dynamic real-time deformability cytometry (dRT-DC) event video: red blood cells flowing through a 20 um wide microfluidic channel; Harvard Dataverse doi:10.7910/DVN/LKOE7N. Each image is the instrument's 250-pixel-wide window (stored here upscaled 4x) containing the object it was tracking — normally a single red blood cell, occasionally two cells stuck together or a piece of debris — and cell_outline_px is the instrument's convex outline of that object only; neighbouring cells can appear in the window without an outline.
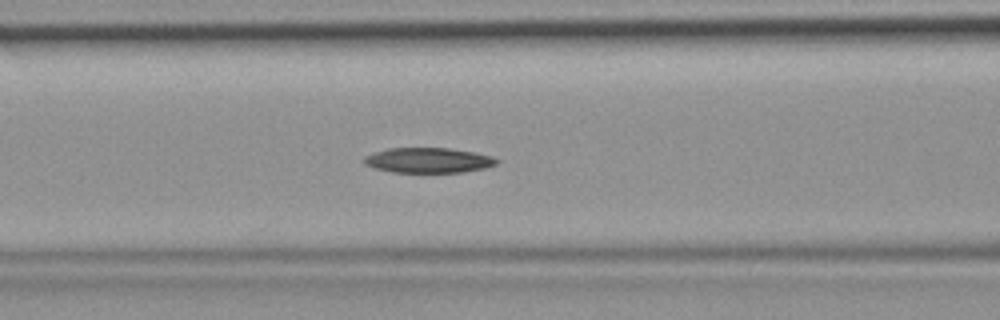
{"species": "common noctule bat (a hibernating species)", "species_latin": "Nyctalus noctula", "temperature_condition": "room temperature", "stored_images_in_passage": 38, "camera_frame_rate_fps": 3000, "um_per_image_px": 0.085, "animal": {"sex": "female", "body_mass_g": 19.9}, "frame": {"image": 1, "passage_image": 12, "time_ms": 3.667, "image_size_px": [1000, 320], "cell_outline_px": [[500, 160], [496, 164], [484, 168], [464, 172], [392, 172], [376, 168], [364, 164], [364, 156], [388, 148], [448, 148], [476, 152], [492, 156]], "centroid_in_image_um": [36.44, 13.62], "position_along_channel_um": 130.2, "area_um2": 19.36}}